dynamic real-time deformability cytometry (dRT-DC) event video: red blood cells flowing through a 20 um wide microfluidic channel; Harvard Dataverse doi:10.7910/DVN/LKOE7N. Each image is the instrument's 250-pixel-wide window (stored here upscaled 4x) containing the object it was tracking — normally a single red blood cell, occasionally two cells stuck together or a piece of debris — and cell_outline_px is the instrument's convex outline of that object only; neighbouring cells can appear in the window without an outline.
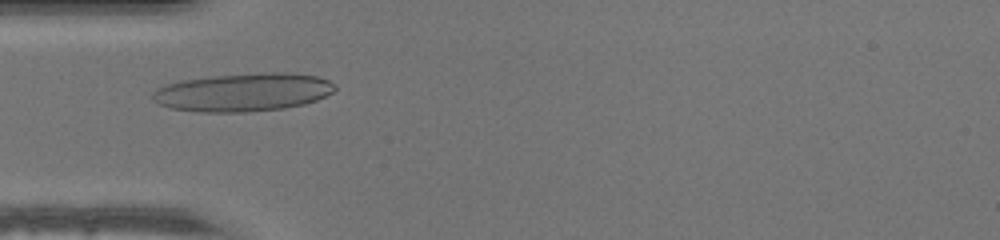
{"species": "human", "species_latin": "Homo sapiens", "temperature_condition": "warm", "stored_images_in_passage": 40, "camera_frame_rate_fps": 3000, "um_per_image_px": 0.085, "donor": {"sex": "male"}, "frame": {"image": 1, "passage_image": 11, "time_ms": 3.333, "image_size_px": [1000, 240], "cell_outline_px": [[336, 88], [332, 92], [316, 100], [304, 104], [284, 108], [248, 112], [200, 112], [172, 108], [156, 104], [152, 100], [152, 92], [156, 88], [180, 80], [216, 76], [264, 72], [284, 72], [316, 76], [328, 80], [336, 84]], "centroid_in_image_um": [20.65, 7.84], "position_along_channel_um": 64.4, "area_um2": 40.63}}
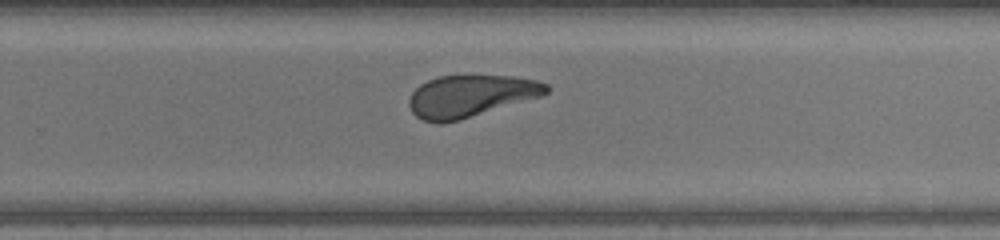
{"frame": {"image": 2, "passage_image": 27, "time_ms": 8.667, "image_size_px": [1000, 240], "cell_outline_px": [[548, 92], [544, 96], [460, 120], [424, 120], [416, 116], [412, 112], [408, 104], [408, 100], [412, 92], [420, 84], [428, 80], [440, 76], [512, 76], [540, 80], [548, 84]], "centroid_in_image_um": [40.07, 8.13], "position_along_channel_um": 289.7, "area_um2": 33.29}}
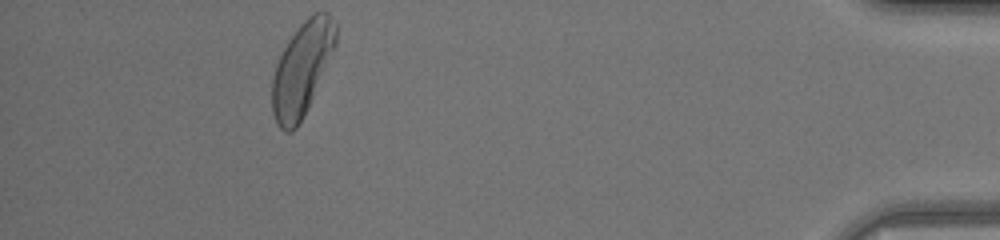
{"frame": {"image": 3, "passage_image": 40, "time_ms": 13.0, "image_size_px": [1000, 240], "cell_outline_px": [[336, 48], [296, 128], [292, 132], [284, 132], [276, 124], [272, 112], [272, 76], [276, 64], [288, 40], [300, 24], [312, 12], [328, 12], [336, 24]], "centroid_in_image_um": [25.66, 5.82], "position_along_channel_um": 409.5, "area_um2": 34.33}}